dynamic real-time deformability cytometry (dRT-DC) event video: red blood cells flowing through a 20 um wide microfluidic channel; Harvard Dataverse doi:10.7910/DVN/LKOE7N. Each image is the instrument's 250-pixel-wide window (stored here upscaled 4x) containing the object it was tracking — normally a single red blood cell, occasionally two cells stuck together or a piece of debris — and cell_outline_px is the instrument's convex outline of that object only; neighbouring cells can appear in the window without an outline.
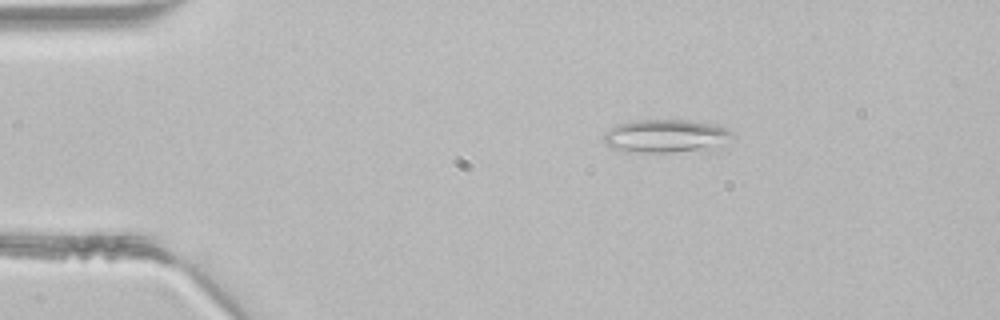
{"species": "common noctule bat (a hibernating species)", "species_latin": "Nyctalus noctula", "temperature_condition": "room temperature", "stored_images_in_passage": 38, "camera_frame_rate_fps": 3000, "um_per_image_px": 0.085, "animal": {"sex": "male", "body_mass_g": 21.5, "forearm_length_mm": 52.0}, "frame": {"image": 1, "passage_image": 1, "time_ms": 0.0, "image_size_px": [1000, 320], "cell_outline_px": [[732, 136], [704, 148], [672, 152], [628, 152], [612, 148], [604, 140], [604, 132], [616, 124], [632, 120], [688, 120], [716, 124], [728, 128], [732, 132]], "centroid_in_image_um": [56.47, 11.53], "position_along_channel_um": 28.5, "area_um2": 24.28}}
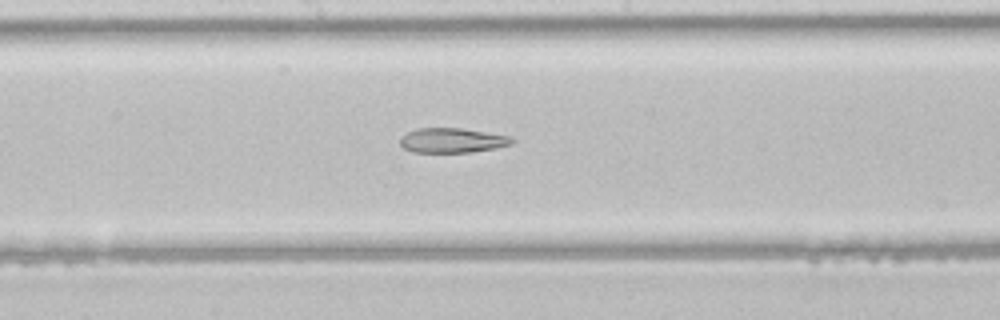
{"frame": {"image": 2, "passage_image": 17, "time_ms": 5.333, "image_size_px": [1000, 320], "cell_outline_px": [[516, 140], [512, 144], [496, 148], [472, 152], [412, 152], [404, 148], [400, 144], [400, 136], [416, 128], [460, 128], [512, 136]], "centroid_in_image_um": [38.46, 11.93], "position_along_channel_um": 209.7, "area_um2": 16.24}}
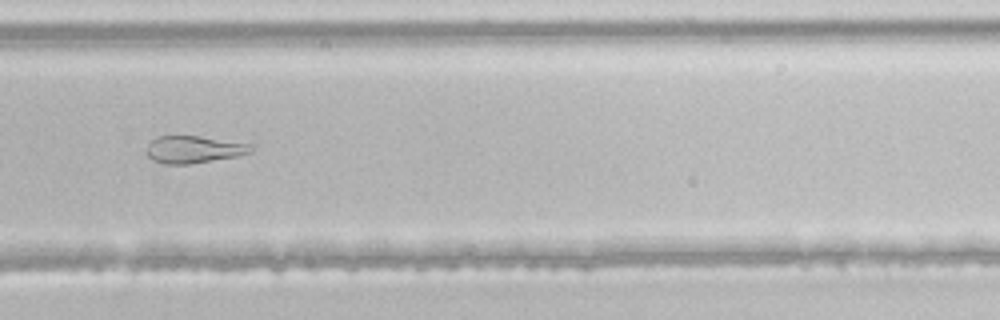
{"frame": {"image": 3, "passage_image": 24, "time_ms": 7.667, "image_size_px": [1000, 320], "cell_outline_px": [[256, 148], [252, 152], [236, 156], [188, 164], [164, 164], [152, 160], [144, 152], [148, 144], [156, 136], [200, 136], [256, 144]], "centroid_in_image_um": [16.5, 12.69], "position_along_channel_um": 313.3, "area_um2": 16.88}}